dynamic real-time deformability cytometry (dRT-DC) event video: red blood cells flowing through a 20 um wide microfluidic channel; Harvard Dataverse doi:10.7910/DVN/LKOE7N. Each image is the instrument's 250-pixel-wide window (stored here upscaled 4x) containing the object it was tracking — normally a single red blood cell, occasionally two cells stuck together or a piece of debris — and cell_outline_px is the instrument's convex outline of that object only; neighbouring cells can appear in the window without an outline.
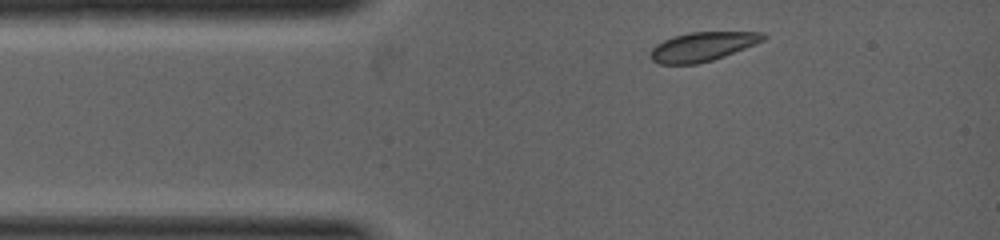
{"species": "common noctule bat (a hibernating species)", "species_latin": "Nyctalus noctula", "temperature_condition": "warm", "stored_images_in_passage": 2, "camera_frame_rate_fps": 5000, "um_per_image_px": 0.085, "animal": {"sex": "female", "body_mass_g": 19.0, "forearm_length_mm": 53.3}, "frame": {"image": 1, "passage_image": 1, "time_ms": 0.0, "image_size_px": [1000, 240], "cell_outline_px": [[768, 36], [764, 40], [756, 44], [724, 56], [712, 60], [696, 64], [660, 64], [652, 60], [648, 56], [652, 48], [656, 44], [672, 36], [688, 32], [764, 32]], "centroid_in_image_um": [59.7, 3.96], "position_along_channel_um": 25.3, "area_um2": 19.25}}